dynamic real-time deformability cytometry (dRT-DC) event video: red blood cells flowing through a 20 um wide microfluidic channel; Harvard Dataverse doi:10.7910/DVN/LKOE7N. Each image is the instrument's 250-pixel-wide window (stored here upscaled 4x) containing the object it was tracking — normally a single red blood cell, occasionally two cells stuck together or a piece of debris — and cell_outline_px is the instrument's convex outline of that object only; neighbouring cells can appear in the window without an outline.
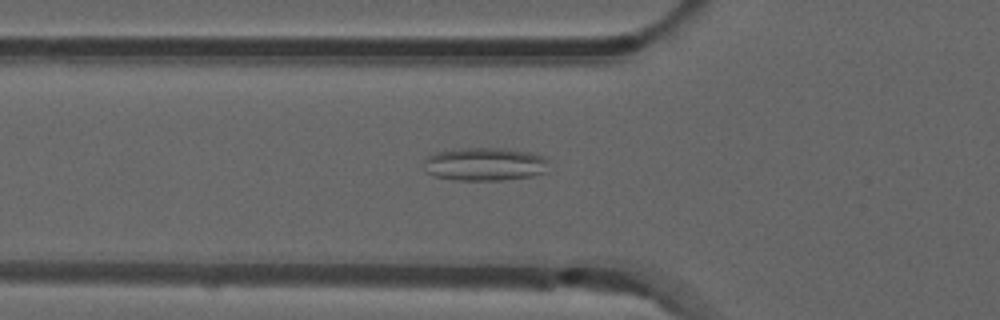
{"species": "common noctule bat (a hibernating species)", "species_latin": "Nyctalus noctula", "temperature_condition": "room temperature", "stored_images_in_passage": 41, "camera_frame_rate_fps": 3000, "um_per_image_px": 0.085, "animal": {"sex": "male", "forearm_length_mm": 52.5}, "frame": {"image": 1, "passage_image": 8, "time_ms": 2.333, "image_size_px": [1000, 320], "cell_outline_px": [[548, 172], [532, 176], [504, 180], [456, 180], [436, 176], [424, 172], [424, 160], [428, 156], [436, 152], [460, 148], [504, 148], [532, 152], [544, 156], [548, 160]], "centroid_in_image_um": [41.24, 13.95], "position_along_channel_um": 84.6, "area_um2": 24.57}}
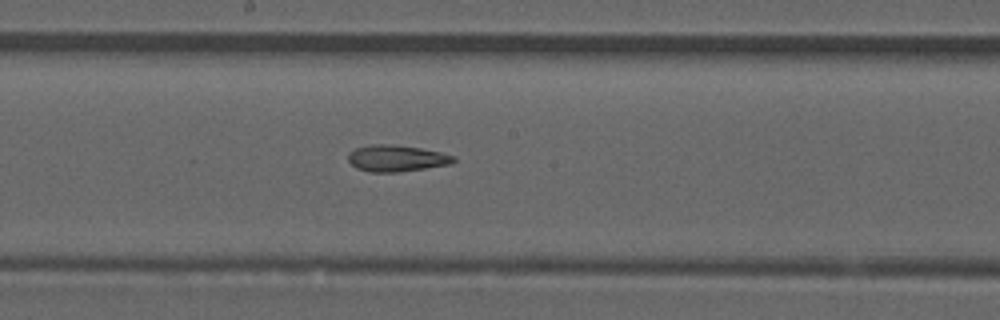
{"frame": {"image": 2, "passage_image": 18, "time_ms": 5.667, "image_size_px": [1000, 320], "cell_outline_px": [[456, 160], [452, 164], [400, 172], [368, 172], [356, 168], [348, 160], [348, 152], [356, 148], [368, 144], [396, 144], [420, 148], [440, 152], [456, 156]], "centroid_in_image_um": [33.7, 13.45], "position_along_channel_um": 214.5, "area_um2": 16.53}}
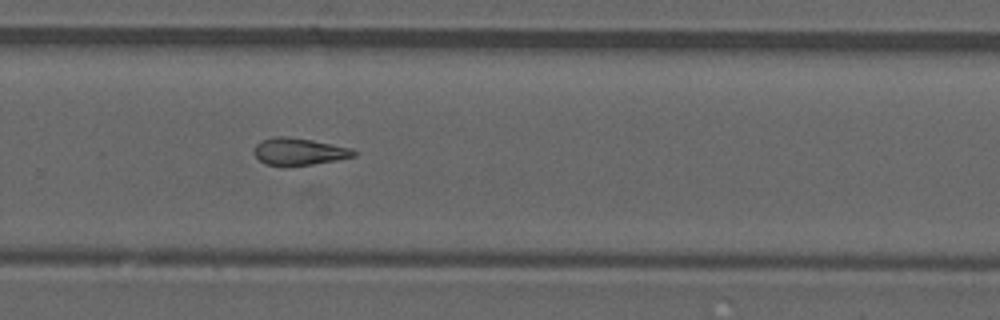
{"frame": {"image": 3, "passage_image": 25, "time_ms": 8.0, "image_size_px": [1000, 320], "cell_outline_px": [[356, 156], [336, 160], [288, 168], [264, 164], [252, 152], [256, 144], [260, 140], [272, 136], [284, 136], [312, 140], [352, 148], [356, 152]], "centroid_in_image_um": [25.36, 12.9], "position_along_channel_um": 304.4, "area_um2": 16.18}}